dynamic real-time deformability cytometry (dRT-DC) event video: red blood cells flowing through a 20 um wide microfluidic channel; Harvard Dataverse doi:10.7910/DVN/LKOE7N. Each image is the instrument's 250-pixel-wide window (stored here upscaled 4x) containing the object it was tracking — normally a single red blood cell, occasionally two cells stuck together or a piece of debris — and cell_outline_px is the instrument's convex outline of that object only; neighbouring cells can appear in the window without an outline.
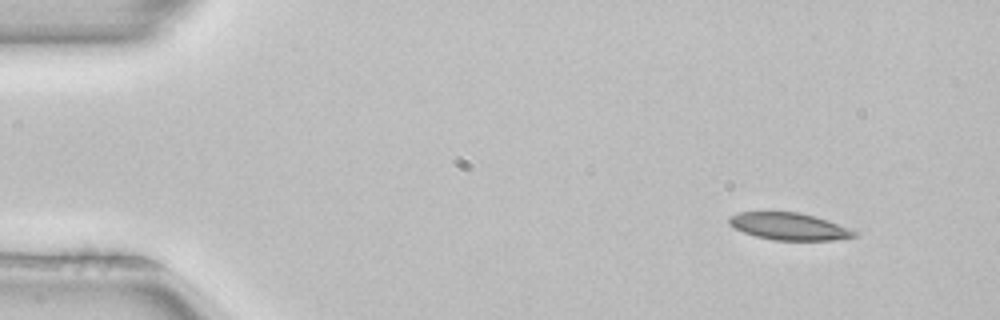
{"species": "common noctule bat (a hibernating species)", "species_latin": "Nyctalus noctula", "temperature_condition": "room temperature", "stored_images_in_passage": 4, "camera_frame_rate_fps": 3000, "um_per_image_px": 0.085, "animal": {"sex": "female", "body_mass_g": 22.7, "forearm_length_mm": 54.2}, "frame": {"image": 1, "passage_image": 1, "time_ms": 0.0, "image_size_px": [1000, 320], "cell_outline_px": [[860, 236], [832, 240], [772, 240], [756, 236], [744, 232], [728, 224], [728, 216], [740, 212], [800, 212], [828, 220], [856, 232]], "centroid_in_image_um": [67.05, 19.24], "position_along_channel_um": 17.9, "area_um2": 19.71}}
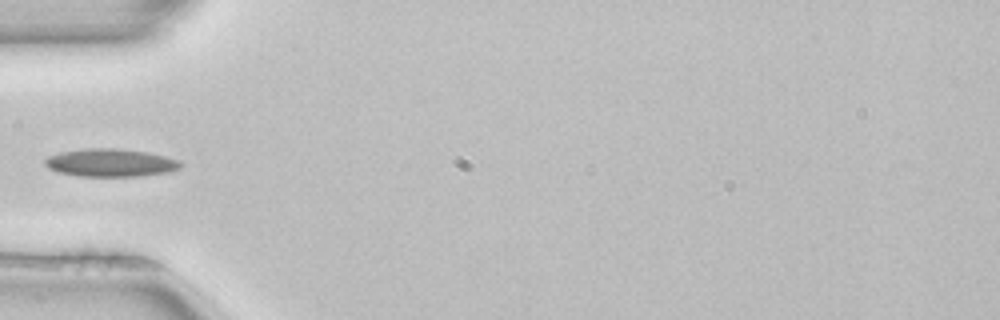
{"frame": {"image": 2, "passage_image": 4, "time_ms": 1.0, "image_size_px": [1000, 320], "cell_outline_px": [[184, 164], [180, 168], [168, 172], [140, 176], [80, 176], [56, 172], [48, 168], [44, 164], [44, 160], [48, 156], [60, 152], [84, 148], [120, 148], [148, 152], [180, 160]], "centroid_in_image_um": [9.39, 13.82], "position_along_channel_um": 75.6, "area_um2": 22.31}}